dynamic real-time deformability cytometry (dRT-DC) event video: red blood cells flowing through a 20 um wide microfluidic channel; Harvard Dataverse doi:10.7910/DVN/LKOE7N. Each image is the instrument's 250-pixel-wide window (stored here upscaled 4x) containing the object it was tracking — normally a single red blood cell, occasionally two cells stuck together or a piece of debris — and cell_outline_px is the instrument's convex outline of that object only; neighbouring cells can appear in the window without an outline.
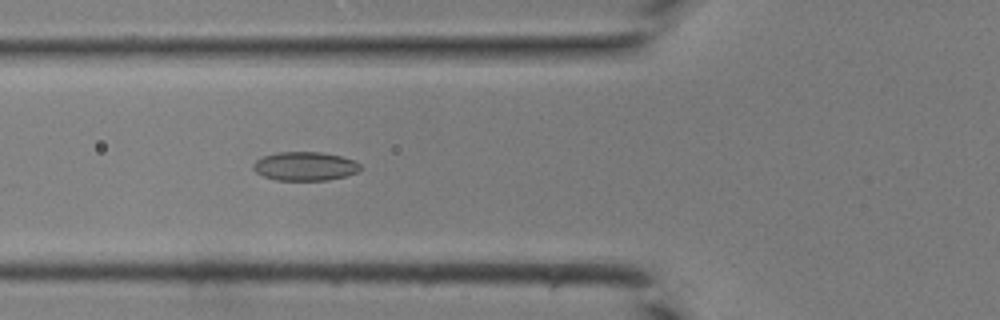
{"species": "common noctule bat (a hibernating species)", "species_latin": "Nyctalus noctula", "temperature_condition": "room temperature", "stored_images_in_passage": 43, "camera_frame_rate_fps": 3000, "um_per_image_px": 0.085, "animal": {"sex": "male", "body_mass_g": 19.0, "forearm_length_mm": 50.8}, "frame": {"image": 1, "passage_image": 17, "time_ms": 5.333, "image_size_px": [1000, 320], "cell_outline_px": [[364, 168], [356, 172], [344, 176], [328, 180], [276, 180], [264, 176], [256, 172], [252, 168], [252, 164], [260, 156], [276, 152], [320, 152], [340, 156], [356, 160]], "centroid_in_image_um": [25.91, 14.12], "position_along_channel_um": 99.9, "area_um2": 18.15}}
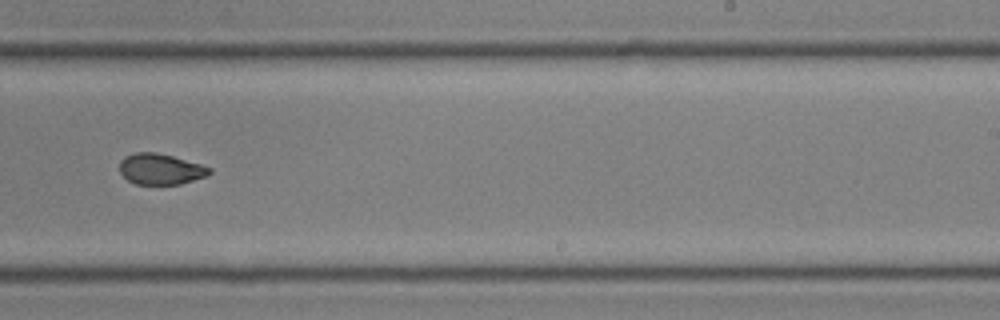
{"frame": {"image": 2, "passage_image": 28, "time_ms": 9.0, "image_size_px": [1000, 320], "cell_outline_px": [[212, 172], [204, 176], [180, 184], [136, 184], [128, 180], [120, 172], [120, 160], [124, 156], [136, 152], [156, 152], [172, 156], [200, 164], [212, 168]], "centroid_in_image_um": [13.62, 14.36], "position_along_channel_um": 275.4, "area_um2": 16.01}}
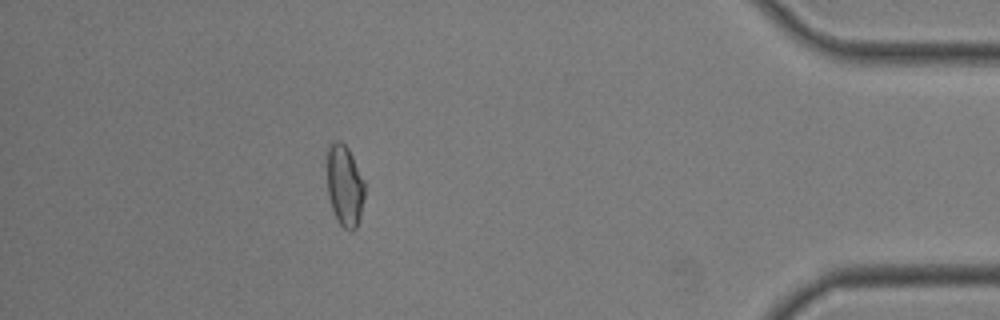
{"frame": {"image": 3, "passage_image": 39, "time_ms": 12.667, "image_size_px": [1000, 320], "cell_outline_px": [[364, 196], [360, 216], [356, 228], [352, 232], [344, 228], [340, 224], [332, 208], [328, 196], [328, 148], [332, 140], [340, 140], [348, 148], [364, 180]], "centroid_in_image_um": [29.3, 15.77], "position_along_channel_um": 405.9, "area_um2": 17.63}}